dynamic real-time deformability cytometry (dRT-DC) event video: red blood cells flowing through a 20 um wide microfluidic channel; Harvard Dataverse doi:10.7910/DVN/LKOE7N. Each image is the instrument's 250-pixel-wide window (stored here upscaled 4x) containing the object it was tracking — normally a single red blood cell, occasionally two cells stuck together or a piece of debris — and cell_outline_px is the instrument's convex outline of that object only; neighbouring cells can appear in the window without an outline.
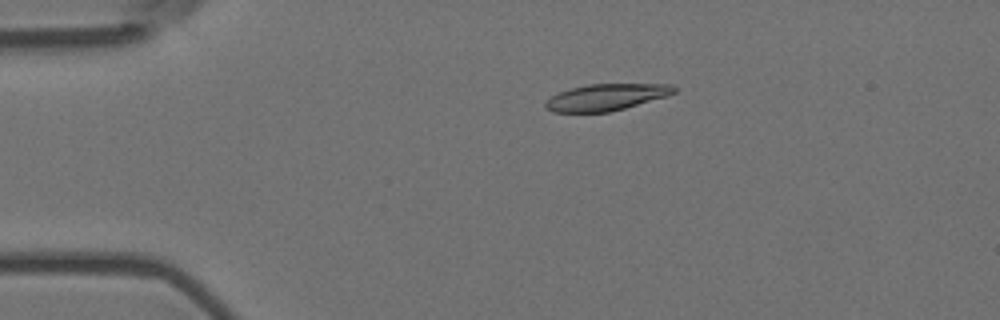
{"species": "Egyptian fruit bat (a non-hibernating species)", "species_latin": "Rousettus aegyptiacus", "temperature_condition": "room temperature", "stored_images_in_passage": 5, "camera_frame_rate_fps": 3000, "um_per_image_px": 0.085, "animal": {"sex": "female"}, "frame": {"image": 1, "passage_image": 3, "time_ms": 0.667, "image_size_px": [1000, 320], "cell_outline_px": [[676, 92], [668, 96], [624, 108], [608, 112], [552, 112], [544, 108], [544, 100], [560, 92], [572, 88], [588, 84], [672, 84], [676, 88]], "centroid_in_image_um": [51.51, 8.26], "position_along_channel_um": 33.5, "area_um2": 19.94}}
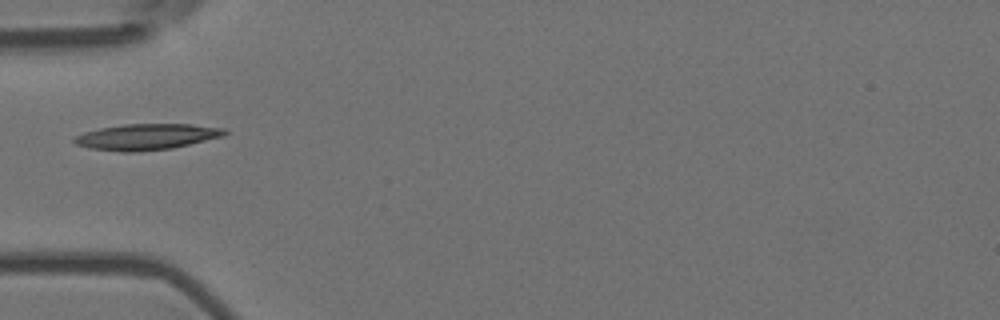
{"frame": {"image": 2, "passage_image": 5, "time_ms": 1.333, "image_size_px": [1000, 320], "cell_outline_px": [[228, 132], [224, 136], [172, 148], [136, 152], [124, 152], [92, 148], [76, 144], [72, 140], [76, 136], [84, 132], [100, 128], [124, 124], [192, 124], [224, 128]], "centroid_in_image_um": [12.49, 11.62], "position_along_channel_um": 72.5, "area_um2": 22.66}}